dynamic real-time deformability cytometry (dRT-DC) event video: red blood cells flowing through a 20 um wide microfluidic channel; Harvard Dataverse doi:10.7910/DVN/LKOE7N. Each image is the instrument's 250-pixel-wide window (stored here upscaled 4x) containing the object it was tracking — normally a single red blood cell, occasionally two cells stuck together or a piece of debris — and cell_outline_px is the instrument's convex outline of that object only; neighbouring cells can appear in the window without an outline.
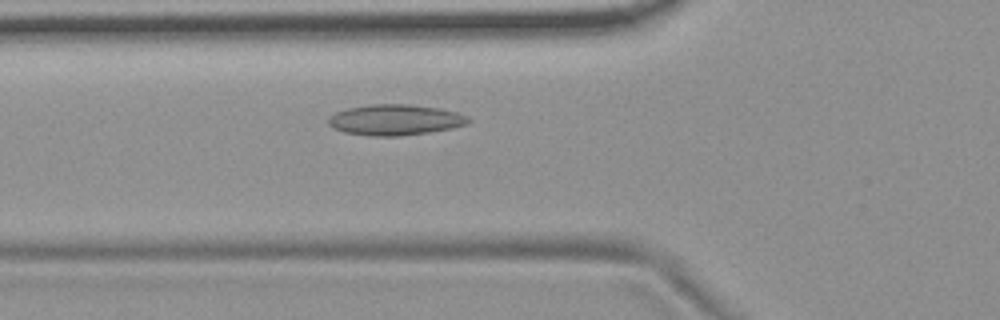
{"species": "common noctule bat (a hibernating species)", "species_latin": "Nyctalus noctula", "temperature_condition": "room temperature", "stored_images_in_passage": 34, "camera_frame_rate_fps": 3000, "um_per_image_px": 0.085, "animal": {"sex": "female", "body_mass_g": 19.9}, "frame": {"image": 1, "passage_image": 5, "time_ms": 1.333, "image_size_px": [1000, 320], "cell_outline_px": [[472, 120], [468, 124], [452, 128], [428, 132], [400, 136], [368, 136], [344, 132], [332, 128], [328, 124], [328, 116], [336, 112], [348, 108], [368, 104], [412, 104], [440, 108], [456, 112], [468, 116]], "centroid_in_image_um": [33.58, 10.18], "position_along_channel_um": 92.2, "area_um2": 25.37}}
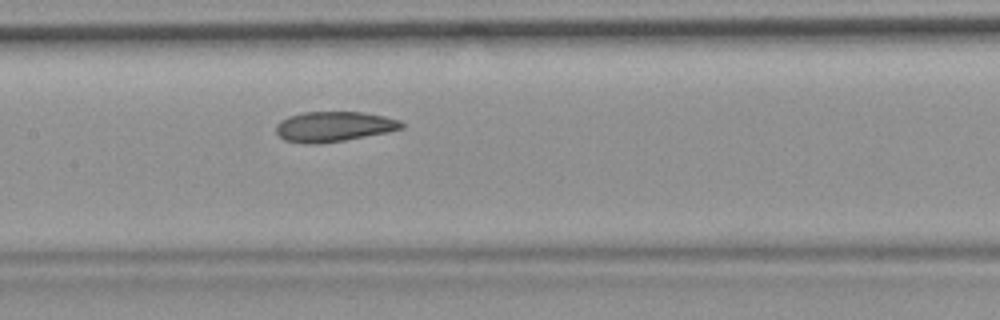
{"frame": {"image": 2, "passage_image": 12, "time_ms": 3.667, "image_size_px": [1000, 320], "cell_outline_px": [[404, 128], [388, 132], [344, 140], [320, 144], [308, 144], [284, 140], [276, 132], [276, 124], [280, 120], [288, 116], [304, 112], [364, 112], [384, 116], [400, 120], [404, 124]], "centroid_in_image_um": [28.37, 10.76], "position_along_channel_um": 179.0, "area_um2": 22.14}}
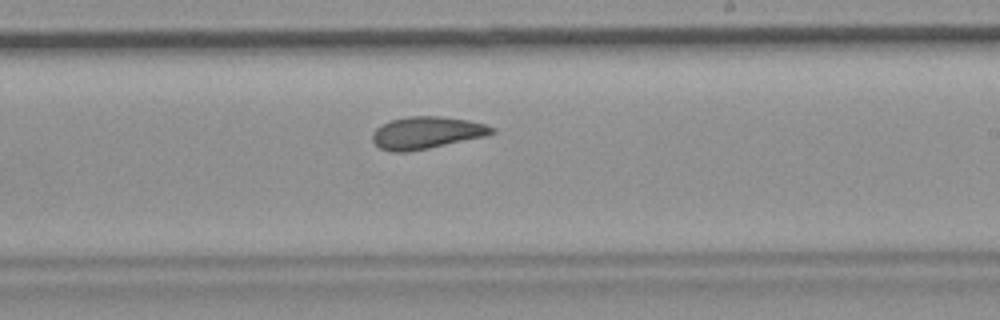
{"frame": {"image": 3, "passage_image": 18, "time_ms": 5.667, "image_size_px": [1000, 320], "cell_outline_px": [[496, 132], [488, 136], [408, 152], [392, 152], [380, 148], [372, 140], [372, 132], [380, 124], [392, 120], [408, 116], [440, 116], [468, 120], [484, 124], [496, 128]], "centroid_in_image_um": [36.27, 11.28], "position_along_channel_um": 252.7, "area_um2": 22.54}, "authors_computed_cell_mechanics": {"area_um2": 22.4842, "velocity_mm_per_s": 3.708, "shape_relaxation_time_tau1_ms": null, "shape_relaxation_time_tau2_ms": 2.7624, "deformation_change_tau1": null, "deformation_change_tau2": 0.0924}}